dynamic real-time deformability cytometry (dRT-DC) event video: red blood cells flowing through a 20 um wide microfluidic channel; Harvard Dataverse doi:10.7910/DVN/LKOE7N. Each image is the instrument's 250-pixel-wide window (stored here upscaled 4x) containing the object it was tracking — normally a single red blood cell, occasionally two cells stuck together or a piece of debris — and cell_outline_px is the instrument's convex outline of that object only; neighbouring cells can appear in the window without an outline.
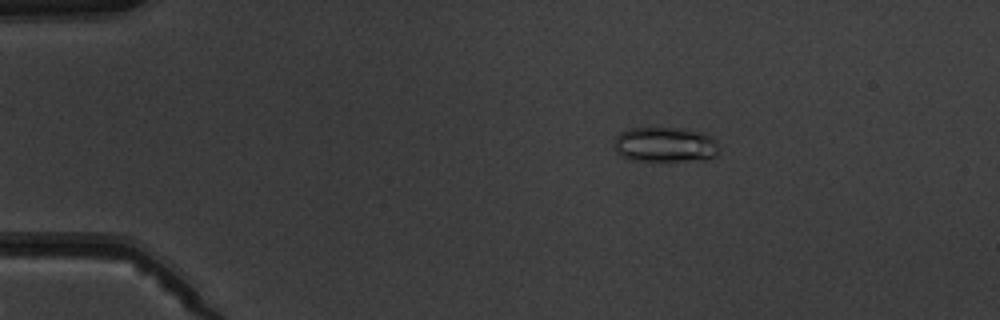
{"species": "common noctule bat (a hibernating species)", "species_latin": "Nyctalus noctula", "temperature_condition": "warm", "stored_images_in_passage": 5, "camera_frame_rate_fps": 3000, "um_per_image_px": 0.085, "animal": {"sex": "male", "body_mass_g": 19.5, "forearm_length_mm": 54.6}, "frame": {"image": 1, "passage_image": 3, "time_ms": 2.333, "image_size_px": [1000, 320], "cell_outline_px": [[720, 152], [716, 156], [704, 160], [632, 160], [620, 156], [616, 152], [616, 136], [620, 132], [628, 128], [680, 128], [700, 132], [716, 140], [720, 148]], "centroid_in_image_um": [56.56, 12.29], "position_along_channel_um": 28.4, "area_um2": 21.39}}